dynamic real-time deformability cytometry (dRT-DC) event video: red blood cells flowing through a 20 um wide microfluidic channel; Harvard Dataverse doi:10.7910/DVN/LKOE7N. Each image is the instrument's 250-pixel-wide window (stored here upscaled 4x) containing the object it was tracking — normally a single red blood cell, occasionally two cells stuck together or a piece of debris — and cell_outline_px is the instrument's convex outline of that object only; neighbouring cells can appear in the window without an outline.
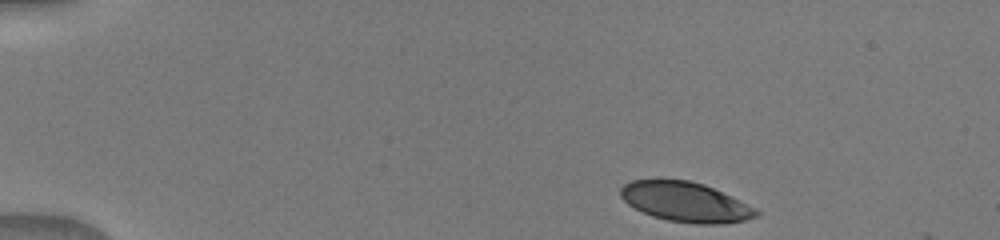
{"species": "human", "species_latin": "Homo sapiens", "temperature_condition": "warm", "stored_images_in_passage": 9, "camera_frame_rate_fps": 3000, "um_per_image_px": 0.085, "donor": {"sex": "male"}, "frame": {"image": 1, "passage_image": 1, "time_ms": 0.0, "image_size_px": [1000, 240], "cell_outline_px": [[760, 216], [744, 220], [724, 224], [696, 224], [668, 220], [652, 216], [628, 204], [620, 196], [620, 188], [624, 184], [632, 180], [656, 176], [660, 176], [688, 180], [704, 184], [756, 208], [760, 212]], "centroid_in_image_um": [58.22, 17.12], "position_along_channel_um": 26.8, "area_um2": 32.08}}
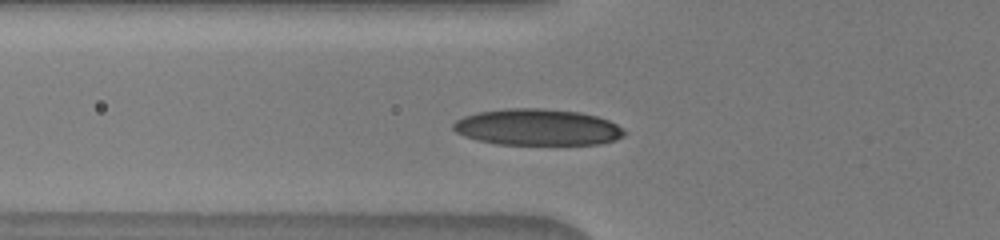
{"frame": {"image": 2, "passage_image": 6, "time_ms": 3.667, "image_size_px": [1000, 240], "cell_outline_px": [[624, 136], [616, 140], [600, 144], [496, 144], [464, 136], [456, 132], [452, 128], [452, 124], [456, 120], [464, 116], [480, 112], [504, 108], [544, 108], [580, 112], [596, 116], [608, 120], [616, 124], [624, 132]], "centroid_in_image_um": [45.67, 10.81], "position_along_channel_um": 80.1, "area_um2": 36.18}}
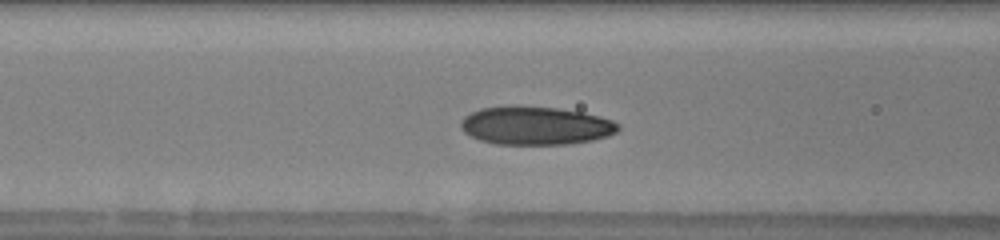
{"frame": {"image": 3, "passage_image": 8, "time_ms": 4.667, "image_size_px": [1000, 240], "cell_outline_px": [[620, 128], [616, 132], [608, 136], [592, 140], [568, 144], [496, 144], [480, 140], [464, 132], [460, 128], [460, 120], [464, 116], [480, 108], [556, 108], [580, 112], [600, 116], [612, 120], [620, 124]], "centroid_in_image_um": [45.55, 10.71], "position_along_channel_um": 121.1, "area_um2": 34.39}}